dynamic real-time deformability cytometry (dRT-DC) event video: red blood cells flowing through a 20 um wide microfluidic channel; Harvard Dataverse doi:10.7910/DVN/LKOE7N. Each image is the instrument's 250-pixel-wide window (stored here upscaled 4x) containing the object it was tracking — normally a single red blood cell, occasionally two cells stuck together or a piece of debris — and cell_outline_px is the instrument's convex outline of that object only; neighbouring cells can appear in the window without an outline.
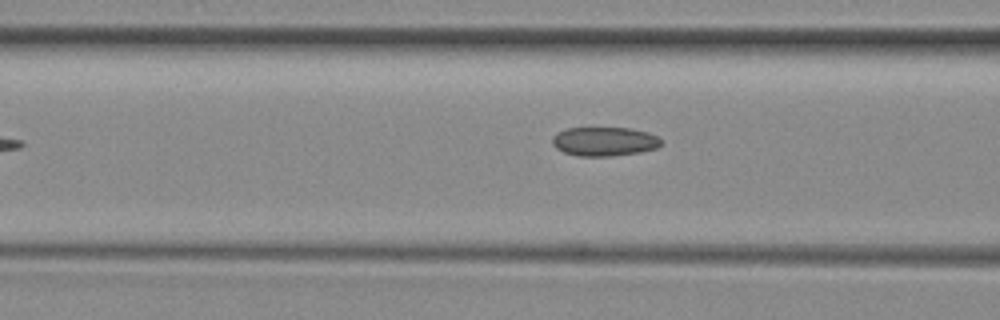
{"species": "common noctule bat (a hibernating species)", "species_latin": "Nyctalus noctula", "temperature_condition": "room temperature", "stored_images_in_passage": 4, "camera_frame_rate_fps": 3000, "um_per_image_px": 0.085, "animal": {"sex": "female", "body_mass_g": 29.2, "forearm_length_mm": 56.3}, "frame": {"image": 1, "passage_image": 4, "time_ms": 3.333, "image_size_px": [1000, 320], "cell_outline_px": [[660, 144], [656, 148], [640, 152], [612, 156], [580, 156], [564, 152], [556, 148], [552, 144], [552, 136], [556, 132], [568, 128], [628, 128], [648, 132], [656, 136], [660, 140]], "centroid_in_image_um": [51.33, 12.02], "position_along_channel_um": 115.3, "area_um2": 18.32}}